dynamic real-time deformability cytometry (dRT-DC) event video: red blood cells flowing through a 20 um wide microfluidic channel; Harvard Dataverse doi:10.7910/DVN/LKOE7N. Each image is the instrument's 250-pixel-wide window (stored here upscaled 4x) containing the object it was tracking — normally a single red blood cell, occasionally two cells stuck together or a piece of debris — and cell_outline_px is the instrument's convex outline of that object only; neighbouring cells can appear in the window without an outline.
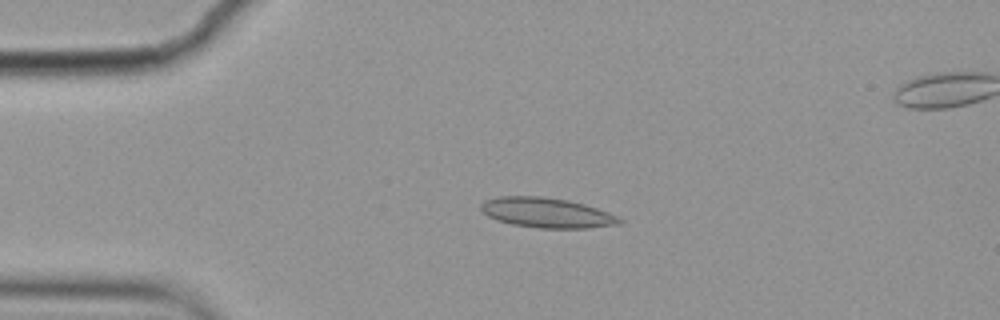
{"species": "common noctule bat (a hibernating species)", "species_latin": "Nyctalus noctula", "temperature_condition": "cold", "stored_images_in_passage": 6, "camera_frame_rate_fps": 3000, "um_per_image_px": 0.085, "animal": {"sex": "female", "body_mass_g": 19.9}, "frame": {"image": 1, "passage_image": 4, "time_ms": 1.0, "image_size_px": [1000, 320], "cell_outline_px": [[624, 220], [620, 224], [588, 228], [540, 228], [512, 224], [496, 220], [488, 216], [480, 208], [480, 204], [484, 200], [496, 196], [540, 196], [568, 200], [584, 204], [620, 216]], "centroid_in_image_um": [46.48, 18.08], "position_along_channel_um": 38.5, "area_um2": 24.33}}